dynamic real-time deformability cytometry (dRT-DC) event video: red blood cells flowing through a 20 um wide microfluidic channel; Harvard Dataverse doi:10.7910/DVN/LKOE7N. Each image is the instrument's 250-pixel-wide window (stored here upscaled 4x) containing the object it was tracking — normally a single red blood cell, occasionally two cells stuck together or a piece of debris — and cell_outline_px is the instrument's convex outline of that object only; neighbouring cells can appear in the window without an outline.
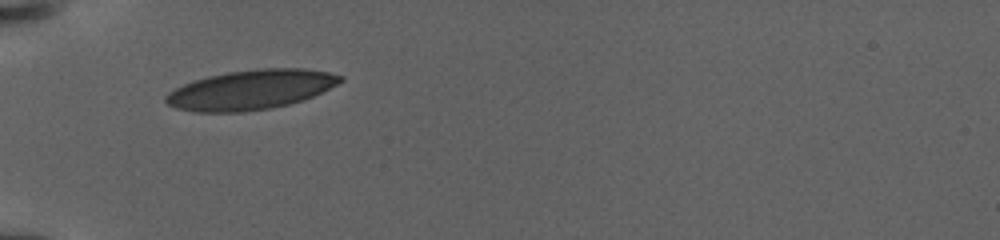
{"species": "human", "species_latin": "Homo sapiens", "temperature_condition": "warm", "stored_images_in_passage": 46, "camera_frame_rate_fps": 3000, "um_per_image_px": 0.085, "donor": {"sex": "female"}, "frame": {"image": 1, "passage_image": 1, "time_ms": 0.0, "image_size_px": [1000, 240], "cell_outline_px": [[344, 80], [304, 100], [272, 108], [244, 112], [192, 112], [176, 108], [168, 104], [164, 100], [164, 96], [168, 92], [184, 84], [208, 76], [228, 72], [256, 68], [304, 68], [328, 72], [344, 76]], "centroid_in_image_um": [21.31, 7.63], "position_along_channel_um": 63.7, "area_um2": 40.29}}
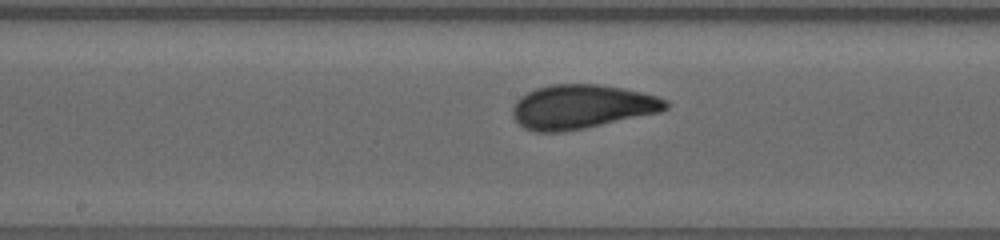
{"frame": {"image": 2, "passage_image": 23, "time_ms": 5.0, "image_size_px": [1000, 240], "cell_outline_px": [[668, 108], [660, 112], [584, 128], [560, 132], [536, 132], [524, 128], [512, 116], [512, 108], [516, 100], [520, 96], [536, 88], [552, 84], [600, 84], [640, 92], [656, 96], [668, 100]], "centroid_in_image_um": [49.42, 9.07], "position_along_channel_um": 198.8, "area_um2": 39.19}}
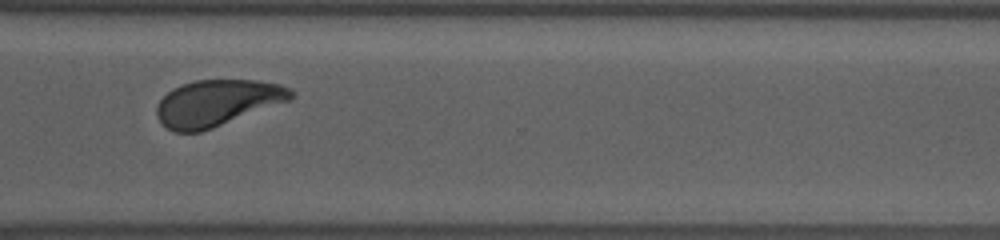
{"frame": {"image": 3, "passage_image": 45, "time_ms": 10.333, "image_size_px": [1000, 240], "cell_outline_px": [[296, 96], [292, 100], [212, 128], [200, 132], [172, 132], [160, 120], [156, 112], [156, 108], [160, 100], [172, 88], [196, 80], [256, 80], [280, 84], [292, 88], [296, 92]], "centroid_in_image_um": [18.52, 8.74], "position_along_channel_um": 352.1, "area_um2": 36.3}}